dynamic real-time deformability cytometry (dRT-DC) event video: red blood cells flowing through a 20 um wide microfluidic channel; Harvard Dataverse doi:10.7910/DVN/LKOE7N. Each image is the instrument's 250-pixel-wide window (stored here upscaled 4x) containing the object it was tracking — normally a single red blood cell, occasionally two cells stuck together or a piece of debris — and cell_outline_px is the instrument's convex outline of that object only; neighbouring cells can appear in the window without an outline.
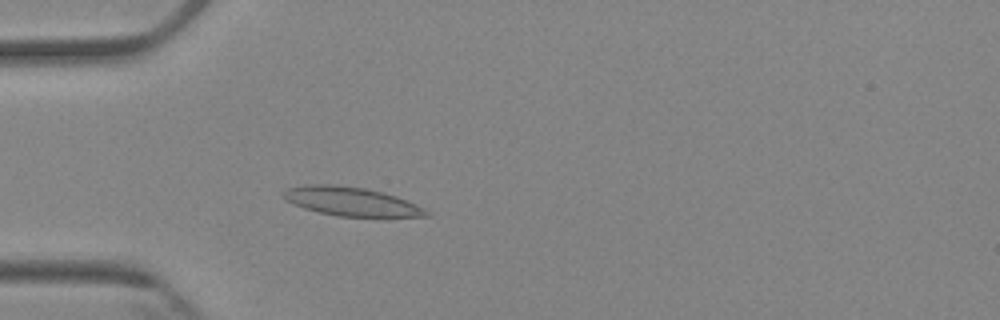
{"species": "Egyptian fruit bat (a non-hibernating species)", "species_latin": "Rousettus aegyptiacus", "temperature_condition": "cold", "stored_images_in_passage": 4, "camera_frame_rate_fps": 3000, "um_per_image_px": 0.085, "animal": {"sex": "female"}, "frame": {"image": 1, "passage_image": 4, "time_ms": 3.667, "image_size_px": [1000, 320], "cell_outline_px": [[432, 216], [380, 220], [336, 216], [304, 208], [292, 204], [284, 200], [280, 196], [280, 192], [288, 188], [308, 184], [332, 184], [364, 188], [396, 196], [416, 204], [424, 208]], "centroid_in_image_um": [29.92, 17.19], "position_along_channel_um": 55.1, "area_um2": 25.26}}